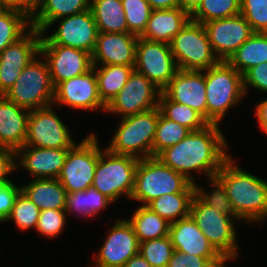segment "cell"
<instances>
[{
	"label": "cell",
	"instance_id": "cell-1",
	"mask_svg": "<svg viewBox=\"0 0 267 267\" xmlns=\"http://www.w3.org/2000/svg\"><path fill=\"white\" fill-rule=\"evenodd\" d=\"M227 141L218 124H209L198 131H191L182 141L163 150L157 158L174 171L195 184L193 171L216 176L231 157L227 154ZM194 179V180H193Z\"/></svg>",
	"mask_w": 267,
	"mask_h": 267
},
{
	"label": "cell",
	"instance_id": "cell-2",
	"mask_svg": "<svg viewBox=\"0 0 267 267\" xmlns=\"http://www.w3.org/2000/svg\"><path fill=\"white\" fill-rule=\"evenodd\" d=\"M230 157L216 176L225 185L233 211L244 222H261L267 218V181L242 170Z\"/></svg>",
	"mask_w": 267,
	"mask_h": 267
},
{
	"label": "cell",
	"instance_id": "cell-3",
	"mask_svg": "<svg viewBox=\"0 0 267 267\" xmlns=\"http://www.w3.org/2000/svg\"><path fill=\"white\" fill-rule=\"evenodd\" d=\"M178 192H195V184L157 157L138 161L131 200L143 202L142 206H147L157 197Z\"/></svg>",
	"mask_w": 267,
	"mask_h": 267
},
{
	"label": "cell",
	"instance_id": "cell-4",
	"mask_svg": "<svg viewBox=\"0 0 267 267\" xmlns=\"http://www.w3.org/2000/svg\"><path fill=\"white\" fill-rule=\"evenodd\" d=\"M159 115L160 110L157 107L121 118L106 148L112 153L132 156L139 160L153 157V141Z\"/></svg>",
	"mask_w": 267,
	"mask_h": 267
},
{
	"label": "cell",
	"instance_id": "cell-5",
	"mask_svg": "<svg viewBox=\"0 0 267 267\" xmlns=\"http://www.w3.org/2000/svg\"><path fill=\"white\" fill-rule=\"evenodd\" d=\"M207 101V121L220 124L225 114L245 96L243 75L226 61L204 70Z\"/></svg>",
	"mask_w": 267,
	"mask_h": 267
},
{
	"label": "cell",
	"instance_id": "cell-6",
	"mask_svg": "<svg viewBox=\"0 0 267 267\" xmlns=\"http://www.w3.org/2000/svg\"><path fill=\"white\" fill-rule=\"evenodd\" d=\"M138 161L135 157L115 154L107 148L101 150L99 147V158L91 187L112 202L122 195L130 198Z\"/></svg>",
	"mask_w": 267,
	"mask_h": 267
},
{
	"label": "cell",
	"instance_id": "cell-7",
	"mask_svg": "<svg viewBox=\"0 0 267 267\" xmlns=\"http://www.w3.org/2000/svg\"><path fill=\"white\" fill-rule=\"evenodd\" d=\"M169 45L178 69L203 71L220 62L212 50L204 25L191 19Z\"/></svg>",
	"mask_w": 267,
	"mask_h": 267
},
{
	"label": "cell",
	"instance_id": "cell-8",
	"mask_svg": "<svg viewBox=\"0 0 267 267\" xmlns=\"http://www.w3.org/2000/svg\"><path fill=\"white\" fill-rule=\"evenodd\" d=\"M34 58L21 72L16 82L4 96L27 110L44 108L53 104L54 86L44 59Z\"/></svg>",
	"mask_w": 267,
	"mask_h": 267
},
{
	"label": "cell",
	"instance_id": "cell-9",
	"mask_svg": "<svg viewBox=\"0 0 267 267\" xmlns=\"http://www.w3.org/2000/svg\"><path fill=\"white\" fill-rule=\"evenodd\" d=\"M190 216L219 254L238 256L237 231L233 222L235 219L240 221L238 218L221 214L204 204L196 195L191 203Z\"/></svg>",
	"mask_w": 267,
	"mask_h": 267
},
{
	"label": "cell",
	"instance_id": "cell-10",
	"mask_svg": "<svg viewBox=\"0 0 267 267\" xmlns=\"http://www.w3.org/2000/svg\"><path fill=\"white\" fill-rule=\"evenodd\" d=\"M97 135L91 132L79 144L68 150L65 163L57 178L66 192L86 190L92 186L99 158Z\"/></svg>",
	"mask_w": 267,
	"mask_h": 267
},
{
	"label": "cell",
	"instance_id": "cell-11",
	"mask_svg": "<svg viewBox=\"0 0 267 267\" xmlns=\"http://www.w3.org/2000/svg\"><path fill=\"white\" fill-rule=\"evenodd\" d=\"M135 71L146 76L163 91L178 71L170 45L138 37Z\"/></svg>",
	"mask_w": 267,
	"mask_h": 267
},
{
	"label": "cell",
	"instance_id": "cell-12",
	"mask_svg": "<svg viewBox=\"0 0 267 267\" xmlns=\"http://www.w3.org/2000/svg\"><path fill=\"white\" fill-rule=\"evenodd\" d=\"M68 128L51 105L30 110L25 145L48 149H70L76 141L72 139Z\"/></svg>",
	"mask_w": 267,
	"mask_h": 267
},
{
	"label": "cell",
	"instance_id": "cell-13",
	"mask_svg": "<svg viewBox=\"0 0 267 267\" xmlns=\"http://www.w3.org/2000/svg\"><path fill=\"white\" fill-rule=\"evenodd\" d=\"M161 92L146 76L134 70L105 112L124 118L157 108Z\"/></svg>",
	"mask_w": 267,
	"mask_h": 267
},
{
	"label": "cell",
	"instance_id": "cell-14",
	"mask_svg": "<svg viewBox=\"0 0 267 267\" xmlns=\"http://www.w3.org/2000/svg\"><path fill=\"white\" fill-rule=\"evenodd\" d=\"M55 22H59L58 29L48 36H45L43 32L41 44H57L77 48L92 55L99 31L90 9L79 14L62 17L53 21L54 24Z\"/></svg>",
	"mask_w": 267,
	"mask_h": 267
},
{
	"label": "cell",
	"instance_id": "cell-15",
	"mask_svg": "<svg viewBox=\"0 0 267 267\" xmlns=\"http://www.w3.org/2000/svg\"><path fill=\"white\" fill-rule=\"evenodd\" d=\"M41 34L31 27L20 39L0 53V94L10 90L22 70L40 55Z\"/></svg>",
	"mask_w": 267,
	"mask_h": 267
},
{
	"label": "cell",
	"instance_id": "cell-16",
	"mask_svg": "<svg viewBox=\"0 0 267 267\" xmlns=\"http://www.w3.org/2000/svg\"><path fill=\"white\" fill-rule=\"evenodd\" d=\"M53 103L61 107L65 105L73 110H97L99 108L106 111V105L98 93L95 68L92 67L82 75L59 83L54 88Z\"/></svg>",
	"mask_w": 267,
	"mask_h": 267
},
{
	"label": "cell",
	"instance_id": "cell-17",
	"mask_svg": "<svg viewBox=\"0 0 267 267\" xmlns=\"http://www.w3.org/2000/svg\"><path fill=\"white\" fill-rule=\"evenodd\" d=\"M45 59L54 88L61 82L90 70L92 55L84 50L57 44H40V56Z\"/></svg>",
	"mask_w": 267,
	"mask_h": 267
},
{
	"label": "cell",
	"instance_id": "cell-18",
	"mask_svg": "<svg viewBox=\"0 0 267 267\" xmlns=\"http://www.w3.org/2000/svg\"><path fill=\"white\" fill-rule=\"evenodd\" d=\"M140 243L127 219H117L108 232L92 267H123L139 253ZM91 267V266H90Z\"/></svg>",
	"mask_w": 267,
	"mask_h": 267
},
{
	"label": "cell",
	"instance_id": "cell-19",
	"mask_svg": "<svg viewBox=\"0 0 267 267\" xmlns=\"http://www.w3.org/2000/svg\"><path fill=\"white\" fill-rule=\"evenodd\" d=\"M212 50L220 61L230 56L254 33L241 15L203 23Z\"/></svg>",
	"mask_w": 267,
	"mask_h": 267
},
{
	"label": "cell",
	"instance_id": "cell-20",
	"mask_svg": "<svg viewBox=\"0 0 267 267\" xmlns=\"http://www.w3.org/2000/svg\"><path fill=\"white\" fill-rule=\"evenodd\" d=\"M163 92L172 101L189 106L207 120V93L204 70L178 69Z\"/></svg>",
	"mask_w": 267,
	"mask_h": 267
},
{
	"label": "cell",
	"instance_id": "cell-21",
	"mask_svg": "<svg viewBox=\"0 0 267 267\" xmlns=\"http://www.w3.org/2000/svg\"><path fill=\"white\" fill-rule=\"evenodd\" d=\"M68 150L24 145L15 152V169L25 168L34 176V179H57L65 163Z\"/></svg>",
	"mask_w": 267,
	"mask_h": 267
},
{
	"label": "cell",
	"instance_id": "cell-22",
	"mask_svg": "<svg viewBox=\"0 0 267 267\" xmlns=\"http://www.w3.org/2000/svg\"><path fill=\"white\" fill-rule=\"evenodd\" d=\"M138 36L131 33H98L92 65H135Z\"/></svg>",
	"mask_w": 267,
	"mask_h": 267
},
{
	"label": "cell",
	"instance_id": "cell-23",
	"mask_svg": "<svg viewBox=\"0 0 267 267\" xmlns=\"http://www.w3.org/2000/svg\"><path fill=\"white\" fill-rule=\"evenodd\" d=\"M30 111L0 97V147L16 152L25 145Z\"/></svg>",
	"mask_w": 267,
	"mask_h": 267
},
{
	"label": "cell",
	"instance_id": "cell-24",
	"mask_svg": "<svg viewBox=\"0 0 267 267\" xmlns=\"http://www.w3.org/2000/svg\"><path fill=\"white\" fill-rule=\"evenodd\" d=\"M169 237L174 250L181 253L199 257H217L220 255L197 227L190 215L170 223Z\"/></svg>",
	"mask_w": 267,
	"mask_h": 267
},
{
	"label": "cell",
	"instance_id": "cell-25",
	"mask_svg": "<svg viewBox=\"0 0 267 267\" xmlns=\"http://www.w3.org/2000/svg\"><path fill=\"white\" fill-rule=\"evenodd\" d=\"M190 19L191 15L179 7L152 10L146 28L140 37L169 44Z\"/></svg>",
	"mask_w": 267,
	"mask_h": 267
},
{
	"label": "cell",
	"instance_id": "cell-26",
	"mask_svg": "<svg viewBox=\"0 0 267 267\" xmlns=\"http://www.w3.org/2000/svg\"><path fill=\"white\" fill-rule=\"evenodd\" d=\"M90 0H39L31 20V27L46 32L54 25L53 21L85 12L89 9Z\"/></svg>",
	"mask_w": 267,
	"mask_h": 267
},
{
	"label": "cell",
	"instance_id": "cell-27",
	"mask_svg": "<svg viewBox=\"0 0 267 267\" xmlns=\"http://www.w3.org/2000/svg\"><path fill=\"white\" fill-rule=\"evenodd\" d=\"M21 192L41 211L65 209L67 192L58 179H34L21 185Z\"/></svg>",
	"mask_w": 267,
	"mask_h": 267
},
{
	"label": "cell",
	"instance_id": "cell-28",
	"mask_svg": "<svg viewBox=\"0 0 267 267\" xmlns=\"http://www.w3.org/2000/svg\"><path fill=\"white\" fill-rule=\"evenodd\" d=\"M226 62L242 75L267 62V33L254 32Z\"/></svg>",
	"mask_w": 267,
	"mask_h": 267
},
{
	"label": "cell",
	"instance_id": "cell-29",
	"mask_svg": "<svg viewBox=\"0 0 267 267\" xmlns=\"http://www.w3.org/2000/svg\"><path fill=\"white\" fill-rule=\"evenodd\" d=\"M89 9L92 12L99 32H128L121 0H90Z\"/></svg>",
	"mask_w": 267,
	"mask_h": 267
},
{
	"label": "cell",
	"instance_id": "cell-30",
	"mask_svg": "<svg viewBox=\"0 0 267 267\" xmlns=\"http://www.w3.org/2000/svg\"><path fill=\"white\" fill-rule=\"evenodd\" d=\"M135 65H93L96 72L98 93L107 106L121 91L135 70Z\"/></svg>",
	"mask_w": 267,
	"mask_h": 267
},
{
	"label": "cell",
	"instance_id": "cell-31",
	"mask_svg": "<svg viewBox=\"0 0 267 267\" xmlns=\"http://www.w3.org/2000/svg\"><path fill=\"white\" fill-rule=\"evenodd\" d=\"M127 220L133 227L139 243L169 236L170 223L147 206L141 205L133 212L131 219Z\"/></svg>",
	"mask_w": 267,
	"mask_h": 267
},
{
	"label": "cell",
	"instance_id": "cell-32",
	"mask_svg": "<svg viewBox=\"0 0 267 267\" xmlns=\"http://www.w3.org/2000/svg\"><path fill=\"white\" fill-rule=\"evenodd\" d=\"M194 196L195 192L164 194L151 201L147 207L169 223H172L190 215Z\"/></svg>",
	"mask_w": 267,
	"mask_h": 267
},
{
	"label": "cell",
	"instance_id": "cell-33",
	"mask_svg": "<svg viewBox=\"0 0 267 267\" xmlns=\"http://www.w3.org/2000/svg\"><path fill=\"white\" fill-rule=\"evenodd\" d=\"M113 203L97 189L90 187L86 190L67 192L65 212L81 214L84 217H95L100 210ZM75 211V212H74Z\"/></svg>",
	"mask_w": 267,
	"mask_h": 267
},
{
	"label": "cell",
	"instance_id": "cell-34",
	"mask_svg": "<svg viewBox=\"0 0 267 267\" xmlns=\"http://www.w3.org/2000/svg\"><path fill=\"white\" fill-rule=\"evenodd\" d=\"M158 108L167 119L185 126L190 131H198L210 123L189 106L172 101L163 91L160 94Z\"/></svg>",
	"mask_w": 267,
	"mask_h": 267
},
{
	"label": "cell",
	"instance_id": "cell-35",
	"mask_svg": "<svg viewBox=\"0 0 267 267\" xmlns=\"http://www.w3.org/2000/svg\"><path fill=\"white\" fill-rule=\"evenodd\" d=\"M31 28V20L24 13L4 9L0 12V53L20 39Z\"/></svg>",
	"mask_w": 267,
	"mask_h": 267
},
{
	"label": "cell",
	"instance_id": "cell-36",
	"mask_svg": "<svg viewBox=\"0 0 267 267\" xmlns=\"http://www.w3.org/2000/svg\"><path fill=\"white\" fill-rule=\"evenodd\" d=\"M240 14V0H202L191 14V20L201 24Z\"/></svg>",
	"mask_w": 267,
	"mask_h": 267
},
{
	"label": "cell",
	"instance_id": "cell-37",
	"mask_svg": "<svg viewBox=\"0 0 267 267\" xmlns=\"http://www.w3.org/2000/svg\"><path fill=\"white\" fill-rule=\"evenodd\" d=\"M190 132L185 126L165 118L160 113L153 141V157L182 141Z\"/></svg>",
	"mask_w": 267,
	"mask_h": 267
},
{
	"label": "cell",
	"instance_id": "cell-38",
	"mask_svg": "<svg viewBox=\"0 0 267 267\" xmlns=\"http://www.w3.org/2000/svg\"><path fill=\"white\" fill-rule=\"evenodd\" d=\"M207 179L210 181L212 184L211 186H213L214 189L211 193H208L204 188L195 183V195L204 204L214 208V210L219 211L221 214H227L228 216L237 218L233 211L231 201L227 196L223 182L217 176L209 177Z\"/></svg>",
	"mask_w": 267,
	"mask_h": 267
},
{
	"label": "cell",
	"instance_id": "cell-39",
	"mask_svg": "<svg viewBox=\"0 0 267 267\" xmlns=\"http://www.w3.org/2000/svg\"><path fill=\"white\" fill-rule=\"evenodd\" d=\"M41 210L21 191L14 201L11 213L4 222L13 221L22 231L36 229Z\"/></svg>",
	"mask_w": 267,
	"mask_h": 267
},
{
	"label": "cell",
	"instance_id": "cell-40",
	"mask_svg": "<svg viewBox=\"0 0 267 267\" xmlns=\"http://www.w3.org/2000/svg\"><path fill=\"white\" fill-rule=\"evenodd\" d=\"M126 17L128 33L140 37L152 13L147 0H121Z\"/></svg>",
	"mask_w": 267,
	"mask_h": 267
},
{
	"label": "cell",
	"instance_id": "cell-41",
	"mask_svg": "<svg viewBox=\"0 0 267 267\" xmlns=\"http://www.w3.org/2000/svg\"><path fill=\"white\" fill-rule=\"evenodd\" d=\"M169 236L140 243L139 253L152 267H167L174 252Z\"/></svg>",
	"mask_w": 267,
	"mask_h": 267
},
{
	"label": "cell",
	"instance_id": "cell-42",
	"mask_svg": "<svg viewBox=\"0 0 267 267\" xmlns=\"http://www.w3.org/2000/svg\"><path fill=\"white\" fill-rule=\"evenodd\" d=\"M240 14L253 32L267 33V0H240Z\"/></svg>",
	"mask_w": 267,
	"mask_h": 267
},
{
	"label": "cell",
	"instance_id": "cell-43",
	"mask_svg": "<svg viewBox=\"0 0 267 267\" xmlns=\"http://www.w3.org/2000/svg\"><path fill=\"white\" fill-rule=\"evenodd\" d=\"M65 213V209L42 210L35 230L44 237L53 239L60 235L65 227Z\"/></svg>",
	"mask_w": 267,
	"mask_h": 267
},
{
	"label": "cell",
	"instance_id": "cell-44",
	"mask_svg": "<svg viewBox=\"0 0 267 267\" xmlns=\"http://www.w3.org/2000/svg\"><path fill=\"white\" fill-rule=\"evenodd\" d=\"M250 86L267 93V62H263L250 68L243 75V88L245 95Z\"/></svg>",
	"mask_w": 267,
	"mask_h": 267
},
{
	"label": "cell",
	"instance_id": "cell-45",
	"mask_svg": "<svg viewBox=\"0 0 267 267\" xmlns=\"http://www.w3.org/2000/svg\"><path fill=\"white\" fill-rule=\"evenodd\" d=\"M21 191V185L16 186L12 180L0 185V223L4 222L11 213L14 201Z\"/></svg>",
	"mask_w": 267,
	"mask_h": 267
},
{
	"label": "cell",
	"instance_id": "cell-46",
	"mask_svg": "<svg viewBox=\"0 0 267 267\" xmlns=\"http://www.w3.org/2000/svg\"><path fill=\"white\" fill-rule=\"evenodd\" d=\"M215 257H199L175 250L167 267H203L208 260Z\"/></svg>",
	"mask_w": 267,
	"mask_h": 267
},
{
	"label": "cell",
	"instance_id": "cell-47",
	"mask_svg": "<svg viewBox=\"0 0 267 267\" xmlns=\"http://www.w3.org/2000/svg\"><path fill=\"white\" fill-rule=\"evenodd\" d=\"M15 169V152L0 147V185H4L11 180L8 175L14 172Z\"/></svg>",
	"mask_w": 267,
	"mask_h": 267
},
{
	"label": "cell",
	"instance_id": "cell-48",
	"mask_svg": "<svg viewBox=\"0 0 267 267\" xmlns=\"http://www.w3.org/2000/svg\"><path fill=\"white\" fill-rule=\"evenodd\" d=\"M39 0H0L4 9H13L24 13L30 19L33 17Z\"/></svg>",
	"mask_w": 267,
	"mask_h": 267
},
{
	"label": "cell",
	"instance_id": "cell-49",
	"mask_svg": "<svg viewBox=\"0 0 267 267\" xmlns=\"http://www.w3.org/2000/svg\"><path fill=\"white\" fill-rule=\"evenodd\" d=\"M255 108V115L259 123L258 126L267 133V99L261 100Z\"/></svg>",
	"mask_w": 267,
	"mask_h": 267
},
{
	"label": "cell",
	"instance_id": "cell-50",
	"mask_svg": "<svg viewBox=\"0 0 267 267\" xmlns=\"http://www.w3.org/2000/svg\"><path fill=\"white\" fill-rule=\"evenodd\" d=\"M151 5L152 9H171L178 8V0H147Z\"/></svg>",
	"mask_w": 267,
	"mask_h": 267
},
{
	"label": "cell",
	"instance_id": "cell-51",
	"mask_svg": "<svg viewBox=\"0 0 267 267\" xmlns=\"http://www.w3.org/2000/svg\"><path fill=\"white\" fill-rule=\"evenodd\" d=\"M236 257L220 254L214 259L208 260L203 267H226V261L234 260Z\"/></svg>",
	"mask_w": 267,
	"mask_h": 267
},
{
	"label": "cell",
	"instance_id": "cell-52",
	"mask_svg": "<svg viewBox=\"0 0 267 267\" xmlns=\"http://www.w3.org/2000/svg\"><path fill=\"white\" fill-rule=\"evenodd\" d=\"M123 267H152L140 253L131 257Z\"/></svg>",
	"mask_w": 267,
	"mask_h": 267
},
{
	"label": "cell",
	"instance_id": "cell-53",
	"mask_svg": "<svg viewBox=\"0 0 267 267\" xmlns=\"http://www.w3.org/2000/svg\"><path fill=\"white\" fill-rule=\"evenodd\" d=\"M202 0H178L179 8L187 11L190 15L197 9Z\"/></svg>",
	"mask_w": 267,
	"mask_h": 267
},
{
	"label": "cell",
	"instance_id": "cell-54",
	"mask_svg": "<svg viewBox=\"0 0 267 267\" xmlns=\"http://www.w3.org/2000/svg\"><path fill=\"white\" fill-rule=\"evenodd\" d=\"M4 8L2 7L1 3H0V12L3 11Z\"/></svg>",
	"mask_w": 267,
	"mask_h": 267
}]
</instances>
